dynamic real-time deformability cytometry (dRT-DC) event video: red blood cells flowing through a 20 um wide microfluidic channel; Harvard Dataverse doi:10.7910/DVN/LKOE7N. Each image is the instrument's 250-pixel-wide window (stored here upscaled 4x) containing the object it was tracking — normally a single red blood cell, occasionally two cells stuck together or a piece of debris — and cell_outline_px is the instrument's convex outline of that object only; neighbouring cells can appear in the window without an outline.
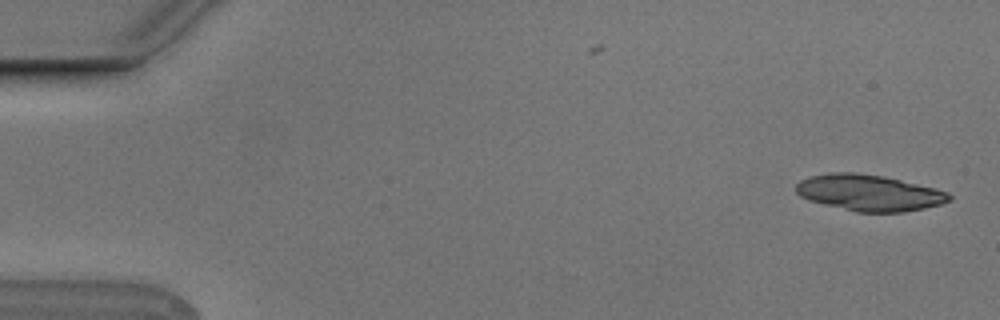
{"species": "Egyptian fruit bat (a non-hibernating species)", "species_latin": "Rousettus aegyptiacus", "temperature_condition": "cold", "stored_images_in_passage": 50, "camera_frame_rate_fps": 3000, "um_per_image_px": 0.085, "animal": {"sex": "male"}, "frame": {"image": 1, "passage_image": 1, "time_ms": 0.0, "image_size_px": [1000, 320], "cell_outline_px": [[952, 200], [940, 204], [924, 208], [904, 212], [856, 212], [808, 200], [800, 196], [796, 192], [796, 184], [800, 180], [808, 176], [832, 172], [856, 172], [884, 176], [948, 192], [952, 196]], "centroid_in_image_um": [73.84, 16.38], "position_along_channel_um": 11.2, "area_um2": 32.25}, "authors_computed_cell_mechanics": {"area_um2": 18.8717, "velocity_mm_per_s": 3.7739, "shape_relaxation_time_tau1_ms": 5.2593, "shape_relaxation_time_tau2_ms": 4.1718, "deformation_change_tau1": 0.1712, "deformation_change_tau2": 0.1156}}